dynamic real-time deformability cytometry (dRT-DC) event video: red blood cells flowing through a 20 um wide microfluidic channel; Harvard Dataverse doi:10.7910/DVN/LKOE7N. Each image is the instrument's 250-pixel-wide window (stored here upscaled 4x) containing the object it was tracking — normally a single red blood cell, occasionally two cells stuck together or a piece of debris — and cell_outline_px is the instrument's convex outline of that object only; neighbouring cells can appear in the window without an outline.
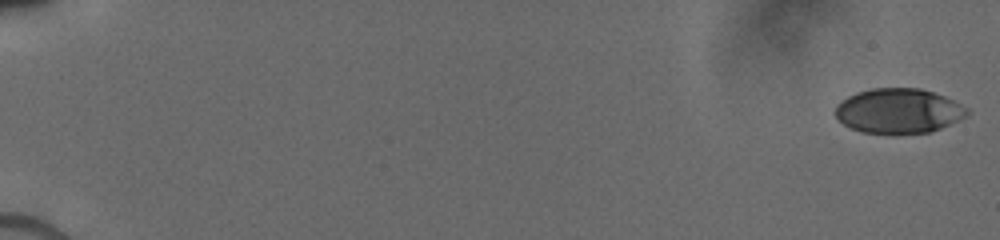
{"species": "human", "species_latin": "Homo sapiens", "temperature_condition": "cold", "stored_images_in_passage": 64, "camera_frame_rate_fps": 3000, "um_per_image_px": 0.085, "donor": {"sex": "male"}, "frame": {"image": 1, "passage_image": 1, "time_ms": 0.0, "image_size_px": [1000, 240], "cell_outline_px": [[972, 112], [968, 116], [932, 132], [860, 132], [836, 120], [836, 104], [848, 96], [856, 92], [872, 88], [920, 88], [944, 96], [968, 108]], "centroid_in_image_um": [76.39, 9.41], "position_along_channel_um": 8.6, "area_um2": 34.22}}
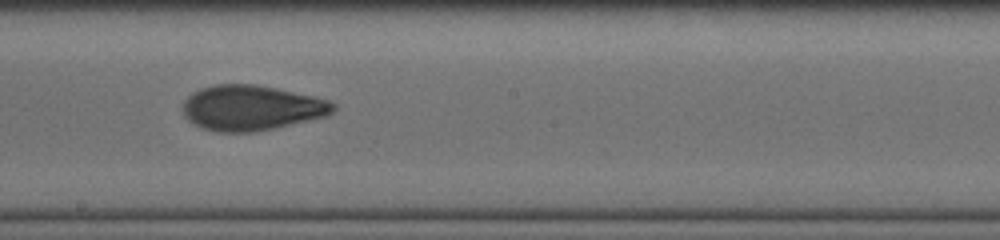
{"frame": {"image": 2, "passage_image": 36, "time_ms": 10.333, "image_size_px": [1000, 240], "cell_outline_px": [[336, 108], [328, 116], [272, 128], [252, 132], [216, 132], [204, 128], [188, 120], [184, 116], [184, 100], [192, 92], [200, 88], [216, 84], [256, 84], [276, 88], [332, 100], [336, 104]], "centroid_in_image_um": [21.4, 9.15], "position_along_channel_um": 226.8, "area_um2": 39.59}}
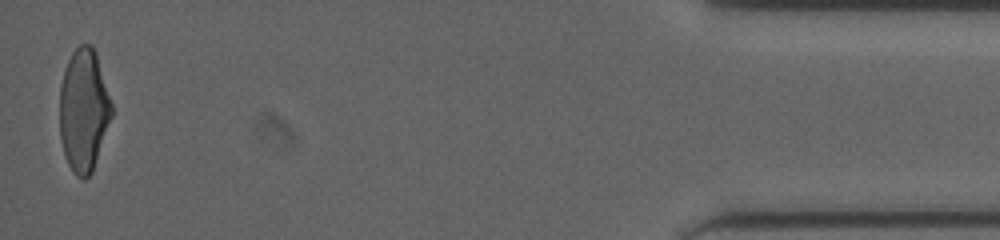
{"frame": {"image": 3, "passage_image": 64, "time_ms": 17.0, "image_size_px": [1000, 240], "cell_outline_px": [[112, 116], [92, 172], [84, 180], [80, 180], [72, 172], [64, 156], [60, 140], [60, 84], [68, 60], [72, 52], [80, 44], [92, 44], [96, 52], [112, 104]], "centroid_in_image_um": [7.1, 9.39], "position_along_channel_um": 428.1, "area_um2": 37.34}}